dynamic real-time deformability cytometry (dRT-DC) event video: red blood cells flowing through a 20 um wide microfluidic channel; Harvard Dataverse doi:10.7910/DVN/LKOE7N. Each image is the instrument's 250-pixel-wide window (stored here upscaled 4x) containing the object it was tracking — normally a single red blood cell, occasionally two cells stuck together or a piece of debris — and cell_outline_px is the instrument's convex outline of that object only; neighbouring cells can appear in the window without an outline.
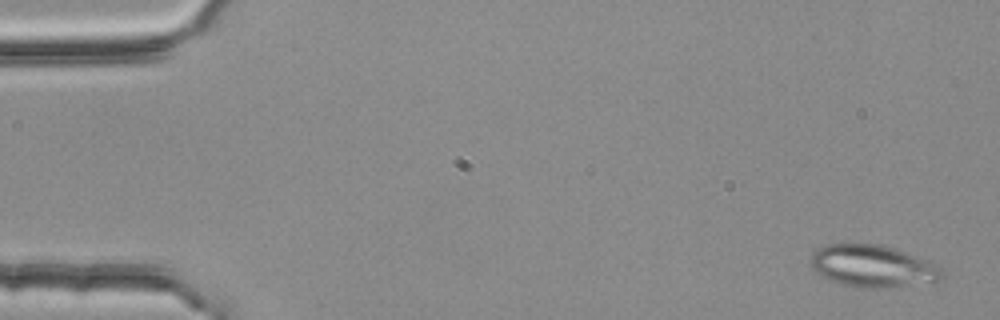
{"species": "common noctule bat (a hibernating species)", "species_latin": "Nyctalus noctula", "temperature_condition": "room temperature", "stored_images_in_passage": 52, "segment_of_instrument_passage": [1, 2], "camera_frame_rate_fps": 3000, "um_per_image_px": 0.085, "animal": {"sex": "female", "body_mass_g": 25.1}, "frame": {"image": 1, "passage_image": 2, "time_ms": 0.333, "image_size_px": [1000, 320], "cell_outline_px": [[944, 276], [936, 280], [884, 288], [860, 288], [840, 284], [816, 272], [812, 268], [808, 260], [812, 252], [824, 244], [880, 244], [940, 264]], "centroid_in_image_um": [74.13, 22.61], "position_along_channel_um": 10.9, "area_um2": 32.14}}